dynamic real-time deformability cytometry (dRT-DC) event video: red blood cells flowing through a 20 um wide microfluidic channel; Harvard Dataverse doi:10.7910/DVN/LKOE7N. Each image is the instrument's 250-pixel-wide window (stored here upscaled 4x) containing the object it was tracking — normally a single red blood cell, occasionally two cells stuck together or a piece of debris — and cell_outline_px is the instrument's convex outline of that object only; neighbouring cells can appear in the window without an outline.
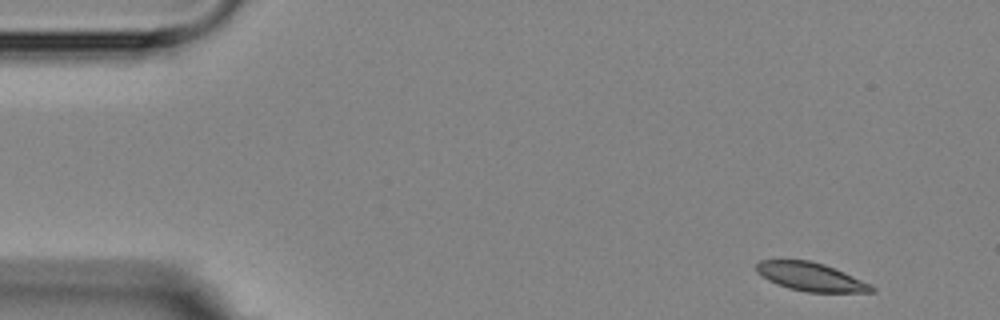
{"species": "Egyptian fruit bat (a non-hibernating species)", "species_latin": "Rousettus aegyptiacus", "temperature_condition": "room temperature", "stored_images_in_passage": 3, "camera_frame_rate_fps": 3000, "um_per_image_px": 0.085, "animal": {"sex": "female"}, "frame": {"image": 1, "passage_image": 1, "time_ms": 0.0, "image_size_px": [1000, 320], "cell_outline_px": [[876, 292], [808, 292], [788, 288], [776, 284], [768, 280], [756, 272], [756, 264], [760, 260], [808, 260], [824, 264], [844, 272], [872, 284], [876, 288]], "centroid_in_image_um": [68.93, 23.53], "position_along_channel_um": 16.1, "area_um2": 19.13}}